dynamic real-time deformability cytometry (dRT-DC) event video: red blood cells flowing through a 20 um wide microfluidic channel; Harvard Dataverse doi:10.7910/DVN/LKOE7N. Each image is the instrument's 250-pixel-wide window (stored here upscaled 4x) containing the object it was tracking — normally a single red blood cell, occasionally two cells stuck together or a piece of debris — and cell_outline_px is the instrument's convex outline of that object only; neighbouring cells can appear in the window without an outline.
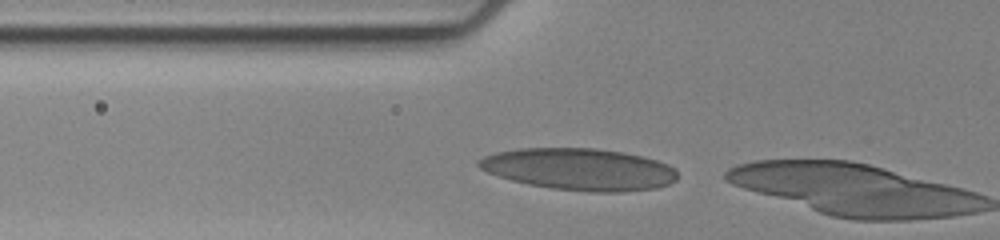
{"species": "human", "species_latin": "Homo sapiens", "temperature_condition": "cold", "stored_images_in_passage": 3, "camera_frame_rate_fps": 3000, "um_per_image_px": 0.085, "donor": {"sex": "female"}, "frame": {"image": 1, "passage_image": 2, "time_ms": 0.333, "image_size_px": [1000, 240], "cell_outline_px": [[676, 180], [668, 184], [656, 188], [624, 192], [592, 192], [552, 188], [528, 184], [512, 180], [488, 172], [480, 168], [476, 164], [476, 160], [484, 156], [496, 152], [520, 148], [596, 148], [624, 152], [656, 160], [668, 164], [676, 168]], "centroid_in_image_um": [49.25, 14.38], "position_along_channel_um": 76.6, "area_um2": 48.49}}